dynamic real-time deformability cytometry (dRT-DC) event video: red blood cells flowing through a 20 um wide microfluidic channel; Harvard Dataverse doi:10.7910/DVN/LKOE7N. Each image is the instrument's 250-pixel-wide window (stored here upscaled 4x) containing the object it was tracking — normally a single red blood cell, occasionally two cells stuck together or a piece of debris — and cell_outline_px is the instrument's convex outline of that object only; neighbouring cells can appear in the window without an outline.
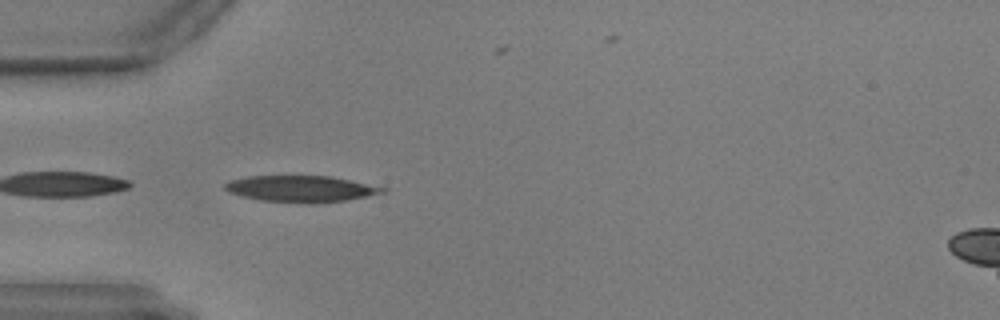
{"species": "common noctule bat (a hibernating species)", "species_latin": "Nyctalus noctula", "temperature_condition": "warm", "stored_images_in_passage": 3, "camera_frame_rate_fps": 3000, "um_per_image_px": 0.085, "animal": {"sex": "male", "body_mass_g": 17.9, "forearm_length_mm": 54.2}, "frame": {"image": 1, "passage_image": 1, "time_ms": 0.0, "image_size_px": [1000, 320], "cell_outline_px": [[388, 188], [384, 192], [368, 196], [348, 200], [316, 204], [308, 204], [260, 200], [240, 196], [228, 192], [224, 188], [224, 184], [228, 180], [248, 176], [332, 176]], "centroid_in_image_um": [25.57, 16.06], "position_along_channel_um": 59.4, "area_um2": 24.57}}